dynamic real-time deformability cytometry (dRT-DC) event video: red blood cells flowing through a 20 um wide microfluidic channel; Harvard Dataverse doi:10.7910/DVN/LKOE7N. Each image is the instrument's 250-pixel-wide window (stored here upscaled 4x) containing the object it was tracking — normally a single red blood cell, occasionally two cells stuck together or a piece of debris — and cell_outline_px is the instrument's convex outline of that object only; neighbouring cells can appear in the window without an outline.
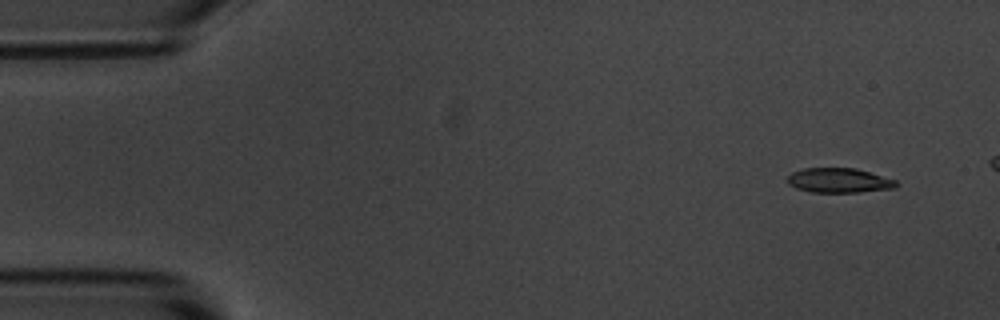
{"species": "common noctule bat (a hibernating species)", "species_latin": "Nyctalus noctula", "temperature_condition": "room temperature", "stored_images_in_passage": 5, "camera_frame_rate_fps": 3000, "um_per_image_px": 0.085, "animal": {"sex": "male", "body_mass_g": 20.1, "forearm_length_mm": 53.5}, "frame": {"image": 1, "passage_image": 1, "time_ms": 0.0, "image_size_px": [1000, 320], "cell_outline_px": [[900, 184], [896, 188], [860, 192], [812, 192], [796, 188], [788, 184], [784, 180], [792, 172], [804, 168], [856, 168], [896, 180]], "centroid_in_image_um": [71.31, 15.34], "position_along_channel_um": 13.7, "area_um2": 15.78}}